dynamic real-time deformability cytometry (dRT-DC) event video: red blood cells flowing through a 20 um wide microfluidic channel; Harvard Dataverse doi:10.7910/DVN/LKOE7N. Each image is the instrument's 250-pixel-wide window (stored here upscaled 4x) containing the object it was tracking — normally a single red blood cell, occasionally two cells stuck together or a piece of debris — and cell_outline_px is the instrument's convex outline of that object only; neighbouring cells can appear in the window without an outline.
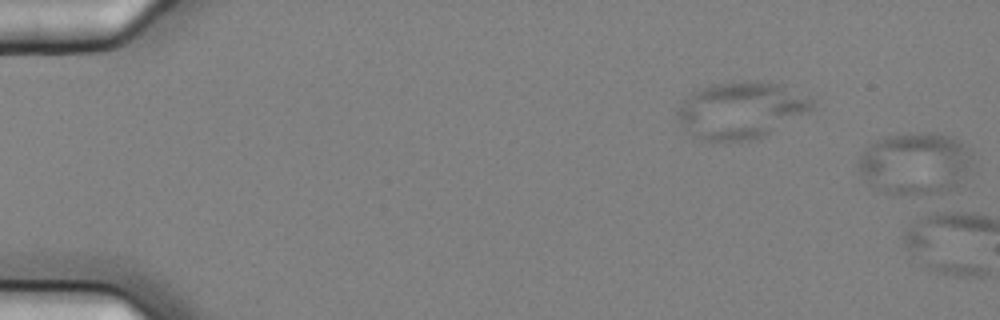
{"species": "common noctule bat (a hibernating species)", "species_latin": "Nyctalus noctula", "temperature_condition": "cold", "stored_images_in_passage": 2, "segment_of_instrument_passage": [2, 2], "camera_frame_rate_fps": 3000, "um_per_image_px": 0.085, "animal": {"sex": "female", "body_mass_g": 25.1}, "frame": {"image": 1, "passage_image": 2, "time_ms": 0.333, "image_size_px": [1000, 320], "cell_outline_px": [[972, 156], [968, 168], [956, 184], [952, 188], [944, 192], [884, 192], [868, 184], [856, 168], [860, 152], [868, 144], [884, 136], [928, 132], [940, 132], [956, 140], [968, 148], [972, 152]], "centroid_in_image_um": [77.7, 13.83], "position_along_channel_um": 7.3, "area_um2": 40.58}}